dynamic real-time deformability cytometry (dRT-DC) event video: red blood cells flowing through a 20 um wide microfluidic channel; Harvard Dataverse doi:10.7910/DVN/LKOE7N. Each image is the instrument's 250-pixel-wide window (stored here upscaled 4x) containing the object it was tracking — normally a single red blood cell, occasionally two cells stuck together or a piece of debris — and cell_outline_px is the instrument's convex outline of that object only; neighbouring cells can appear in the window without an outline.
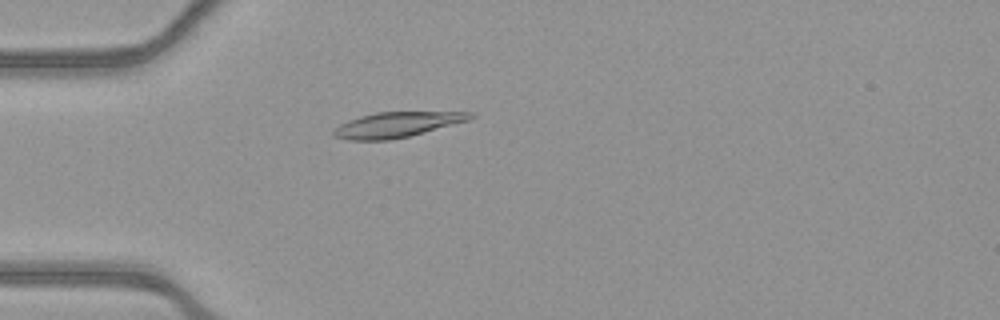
{"species": "common noctule bat (a hibernating species)", "species_latin": "Nyctalus noctula", "temperature_condition": "warm", "stored_images_in_passage": 55, "camera_frame_rate_fps": 3000, "um_per_image_px": 0.085, "animal": {"sex": "female", "body_mass_g": 21.9}, "frame": {"image": 1, "passage_image": 16, "time_ms": 5.0, "image_size_px": [1000, 320], "cell_outline_px": [[476, 116], [468, 120], [424, 132], [408, 136], [388, 140], [348, 140], [332, 136], [332, 132], [340, 124], [348, 120], [360, 116], [376, 112], [476, 112]], "centroid_in_image_um": [33.71, 10.59], "position_along_channel_um": 51.3, "area_um2": 19.94}}
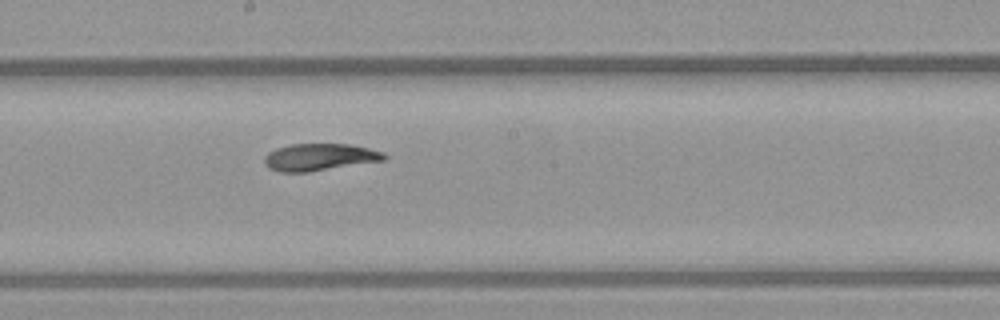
{"frame": {"image": 2, "passage_image": 30, "time_ms": 9.667, "image_size_px": [1000, 320], "cell_outline_px": [[388, 156], [384, 160], [308, 172], [280, 172], [268, 168], [264, 164], [264, 156], [268, 152], [276, 148], [292, 144], [348, 144], [368, 148], [384, 152]], "centroid_in_image_um": [27.13, 13.35], "position_along_channel_um": 221.1, "area_um2": 18.9}}
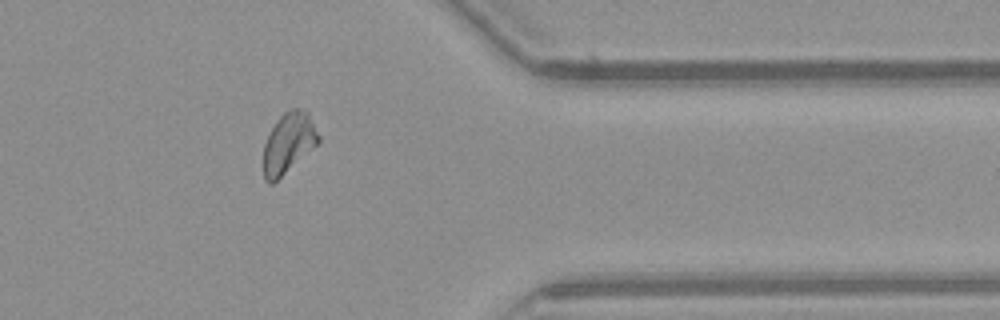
{"frame": {"image": 3, "passage_image": 44, "time_ms": 14.333, "image_size_px": [1000, 320], "cell_outline_px": [[320, 140], [316, 144], [272, 184], [268, 184], [264, 180], [264, 144], [276, 120], [284, 112], [292, 108], [296, 108], [308, 112], [320, 136]], "centroid_in_image_um": [24.51, 12.13], "position_along_channel_um": 386.9, "area_um2": 18.9}}